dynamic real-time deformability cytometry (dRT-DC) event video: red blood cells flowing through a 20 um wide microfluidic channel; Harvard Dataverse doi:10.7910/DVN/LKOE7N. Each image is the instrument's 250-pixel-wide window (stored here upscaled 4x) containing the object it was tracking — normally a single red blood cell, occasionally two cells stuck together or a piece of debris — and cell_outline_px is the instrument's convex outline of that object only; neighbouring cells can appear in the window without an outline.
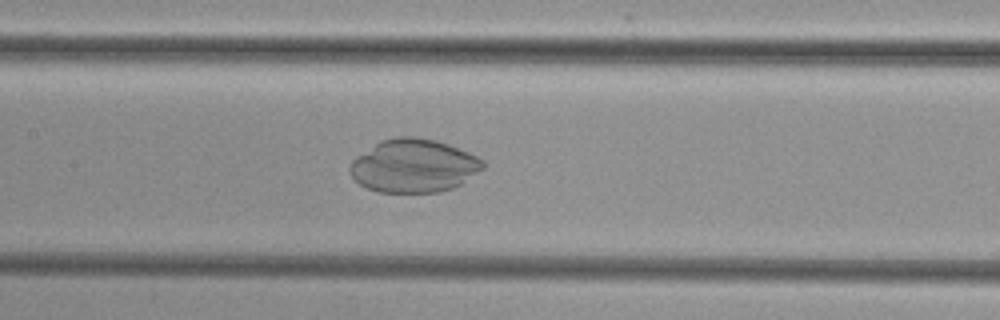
{"species": "common noctule bat (a hibernating species)", "species_latin": "Nyctalus noctula", "temperature_condition": "cold", "stored_images_in_passage": 46, "camera_frame_rate_fps": 3000, "um_per_image_px": 0.085, "animal": {"sex": "female", "body_mass_g": 29.2, "forearm_length_mm": 56.3}, "frame": {"image": 1, "passage_image": 19, "time_ms": 6.0, "image_size_px": [1000, 320], "cell_outline_px": [[484, 168], [460, 184], [452, 188], [440, 192], [380, 192], [368, 188], [360, 184], [352, 176], [348, 168], [352, 160], [356, 156], [380, 140], [400, 136], [416, 136], [436, 140], [448, 144], [468, 152], [484, 160]], "centroid_in_image_um": [35.15, 14.08], "position_along_channel_um": 172.2, "area_um2": 41.27}}
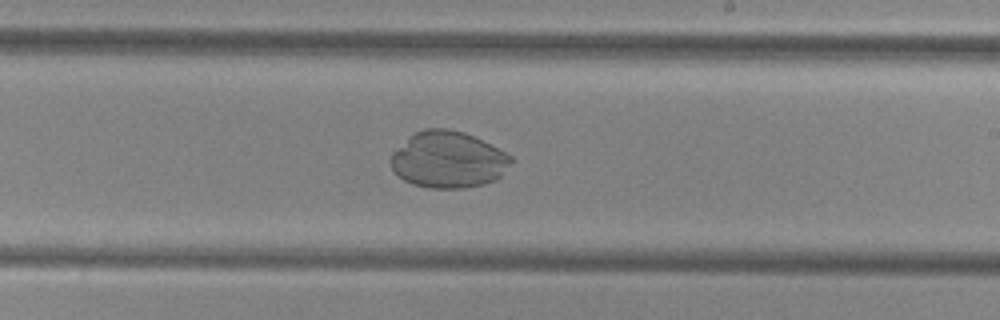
{"frame": {"image": 2, "passage_image": 25, "time_ms": 8.0, "image_size_px": [1000, 320], "cell_outline_px": [[512, 160], [500, 176], [496, 180], [484, 184], [464, 188], [432, 188], [412, 184], [404, 180], [392, 168], [392, 152], [416, 132], [424, 128], [444, 128], [464, 132], [512, 156]], "centroid_in_image_um": [38.09, 13.58], "position_along_channel_um": 250.9, "area_um2": 38.96}}
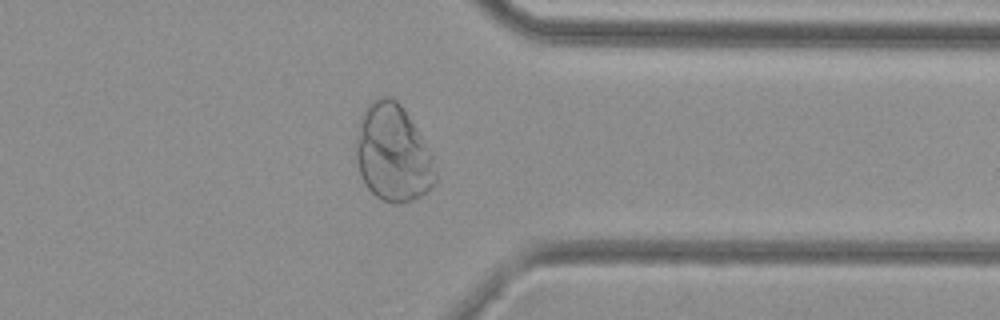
{"frame": {"image": 3, "passage_image": 35, "time_ms": 11.333, "image_size_px": [1000, 320], "cell_outline_px": [[436, 184], [420, 196], [396, 204], [384, 200], [376, 196], [364, 184], [360, 176], [356, 160], [356, 140], [360, 116], [364, 108], [376, 96], [392, 96], [404, 108], [432, 152], [436, 172]], "centroid_in_image_um": [33.39, 12.98], "position_along_channel_um": 378.0, "area_um2": 45.43}}